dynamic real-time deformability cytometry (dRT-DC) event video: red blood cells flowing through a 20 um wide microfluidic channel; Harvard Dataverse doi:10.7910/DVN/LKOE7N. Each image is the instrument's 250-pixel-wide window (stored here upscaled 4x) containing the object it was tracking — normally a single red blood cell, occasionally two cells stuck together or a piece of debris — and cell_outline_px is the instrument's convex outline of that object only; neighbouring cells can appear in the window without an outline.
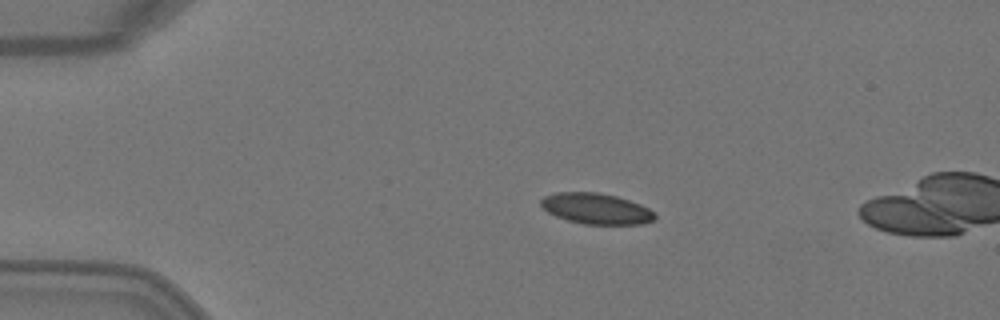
{"species": "Egyptian fruit bat (a non-hibernating species)", "species_latin": "Rousettus aegyptiacus", "temperature_condition": "warm", "stored_images_in_passage": 5, "camera_frame_rate_fps": 3000, "um_per_image_px": 0.085, "animal": {"sex": "female"}, "frame": {"image": 1, "passage_image": 3, "time_ms": 0.667, "image_size_px": [1000, 320], "cell_outline_px": [[656, 216], [652, 220], [644, 224], [584, 224], [568, 220], [556, 216], [548, 212], [540, 204], [540, 200], [544, 196], [556, 192], [596, 192], [616, 196], [640, 204], [656, 212]], "centroid_in_image_um": [50.68, 17.73], "position_along_channel_um": 34.3, "area_um2": 20.4}}